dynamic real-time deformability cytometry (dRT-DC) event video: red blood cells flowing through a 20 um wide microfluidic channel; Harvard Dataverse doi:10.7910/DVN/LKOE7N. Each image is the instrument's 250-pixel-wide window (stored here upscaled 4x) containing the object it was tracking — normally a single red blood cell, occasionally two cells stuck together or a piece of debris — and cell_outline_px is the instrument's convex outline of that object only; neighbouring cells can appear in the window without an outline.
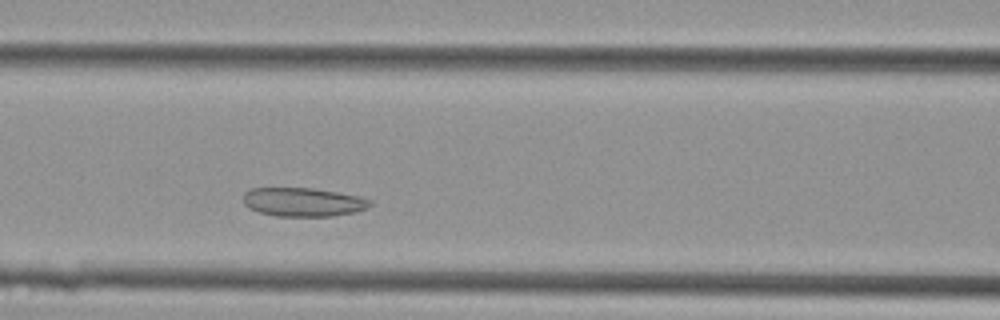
{"species": "Egyptian fruit bat (a non-hibernating species)", "species_latin": "Rousettus aegyptiacus", "temperature_condition": "cold", "stored_images_in_passage": 24, "camera_frame_rate_fps": 3000, "um_per_image_px": 0.085, "animal": {"sex": "female"}, "frame": {"image": 1, "passage_image": 7, "time_ms": 2.0, "image_size_px": [1000, 320], "cell_outline_px": [[372, 204], [368, 208], [352, 212], [332, 216], [276, 216], [260, 212], [248, 208], [244, 204], [244, 192], [252, 188], [312, 188], [360, 196], [368, 200]], "centroid_in_image_um": [25.74, 17.17], "position_along_channel_um": 140.9, "area_um2": 21.1}}
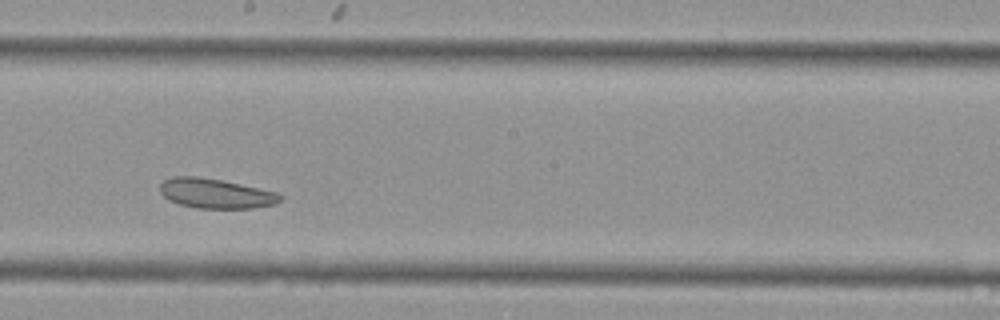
{"frame": {"image": 2, "passage_image": 13, "time_ms": 4.0, "image_size_px": [1000, 320], "cell_outline_px": [[284, 196], [276, 204], [252, 208], [196, 208], [180, 204], [168, 200], [160, 192], [160, 184], [164, 180], [172, 176], [196, 176], [220, 180], [276, 192]], "centroid_in_image_um": [18.31, 16.45], "position_along_channel_um": 229.9, "area_um2": 20.69}}
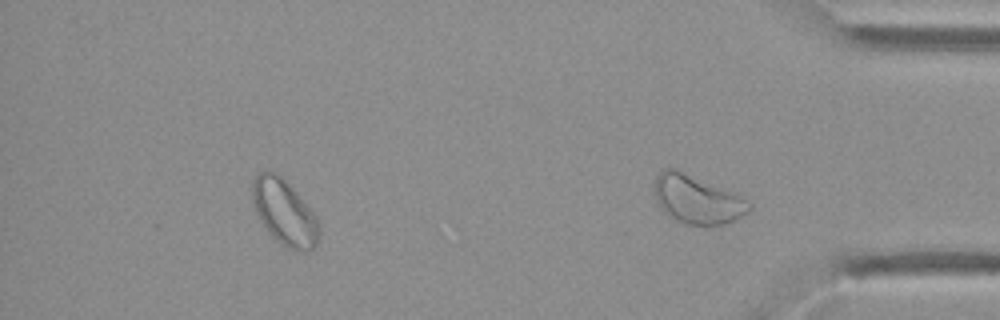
{"frame": {"image": 3, "passage_image": 23, "time_ms": 7.333, "image_size_px": [1000, 320], "cell_outline_px": [[320, 236], [316, 244], [308, 252], [300, 252], [288, 248], [280, 244], [268, 232], [260, 220], [252, 204], [252, 180], [260, 172], [276, 172], [292, 188], [316, 216], [320, 232]], "centroid_in_image_um": [24.16, 18.09], "position_along_channel_um": 411.0, "area_um2": 25.32}}